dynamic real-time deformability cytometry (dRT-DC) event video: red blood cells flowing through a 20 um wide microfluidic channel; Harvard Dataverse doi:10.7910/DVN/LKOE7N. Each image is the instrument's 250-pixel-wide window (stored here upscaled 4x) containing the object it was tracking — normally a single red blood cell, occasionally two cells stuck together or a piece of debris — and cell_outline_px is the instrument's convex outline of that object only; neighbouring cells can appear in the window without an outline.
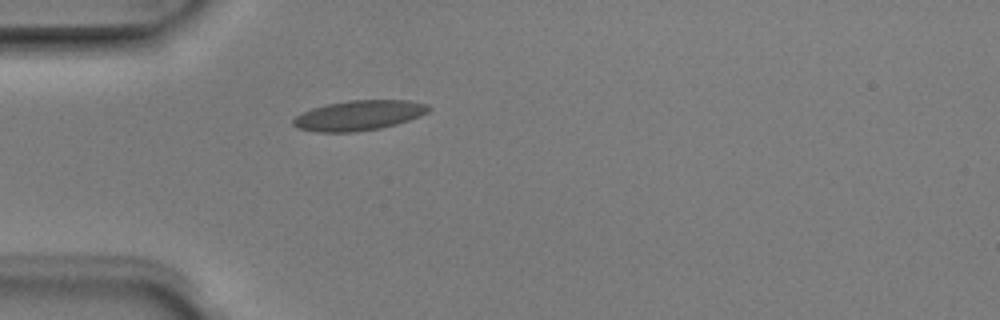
{"species": "Egyptian fruit bat (a non-hibernating species)", "species_latin": "Rousettus aegyptiacus", "temperature_condition": "room temperature", "stored_images_in_passage": 4, "camera_frame_rate_fps": 3000, "um_per_image_px": 0.085, "animal": {"sex": "male"}, "frame": {"image": 1, "passage_image": 4, "time_ms": 1.0, "image_size_px": [1000, 320], "cell_outline_px": [[432, 108], [428, 112], [420, 116], [396, 124], [380, 128], [356, 132], [316, 132], [296, 128], [292, 124], [292, 120], [296, 116], [312, 108], [328, 104], [348, 100], [408, 100], [428, 104]], "centroid_in_image_um": [30.51, 9.81], "position_along_channel_um": 54.5, "area_um2": 23.76}}